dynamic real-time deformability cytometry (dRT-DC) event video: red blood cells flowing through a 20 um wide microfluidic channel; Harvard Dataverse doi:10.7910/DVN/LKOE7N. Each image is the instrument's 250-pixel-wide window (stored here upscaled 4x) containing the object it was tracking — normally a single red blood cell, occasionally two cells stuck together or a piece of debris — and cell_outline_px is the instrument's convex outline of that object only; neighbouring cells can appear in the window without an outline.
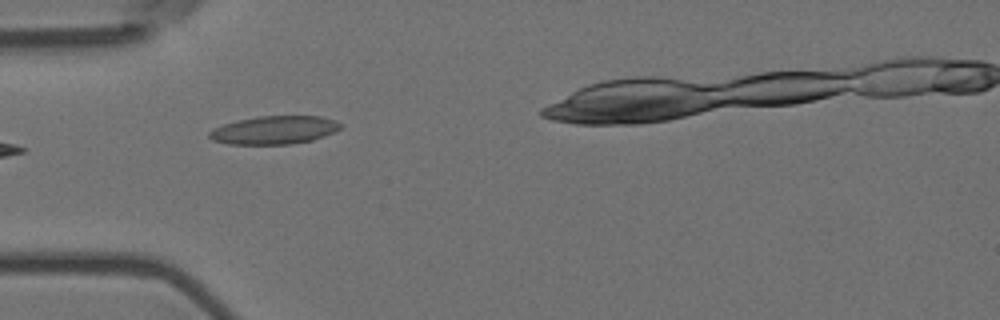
{"species": "Egyptian fruit bat (a non-hibernating species)", "species_latin": "Rousettus aegyptiacus", "temperature_condition": "room temperature", "stored_images_in_passage": 10, "camera_frame_rate_fps": 3000, "um_per_image_px": 0.085, "animal": {"sex": "female"}, "frame": {"image": 1, "passage_image": 6, "time_ms": 1.667, "image_size_px": [1000, 320], "cell_outline_px": [[340, 128], [324, 136], [312, 140], [288, 144], [228, 144], [212, 140], [208, 136], [208, 132], [212, 128], [236, 120], [256, 116], [320, 116], [336, 120], [340, 124]], "centroid_in_image_um": [23.26, 11.05], "position_along_channel_um": 61.7, "area_um2": 21.56}}
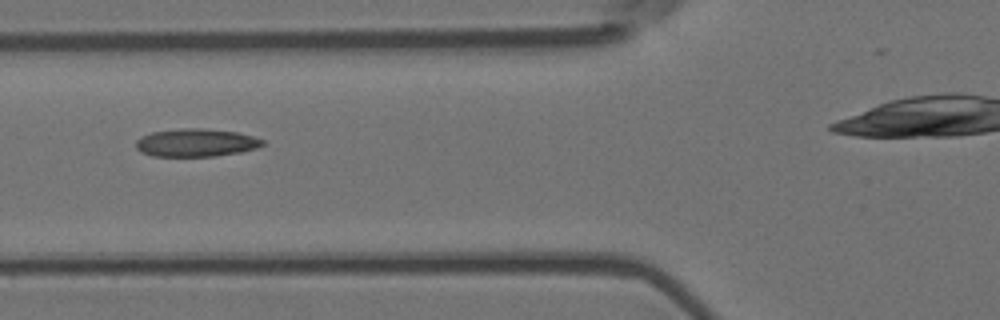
{"frame": {"image": 2, "passage_image": 7, "time_ms": 2.0, "image_size_px": [1000, 320], "cell_outline_px": [[264, 144], [256, 148], [240, 152], [216, 156], [152, 156], [140, 152], [136, 148], [136, 140], [140, 136], [152, 132], [180, 128], [204, 128], [236, 132], [252, 136], [264, 140]], "centroid_in_image_um": [16.63, 12.12], "position_along_channel_um": 109.2, "area_um2": 20.69}}
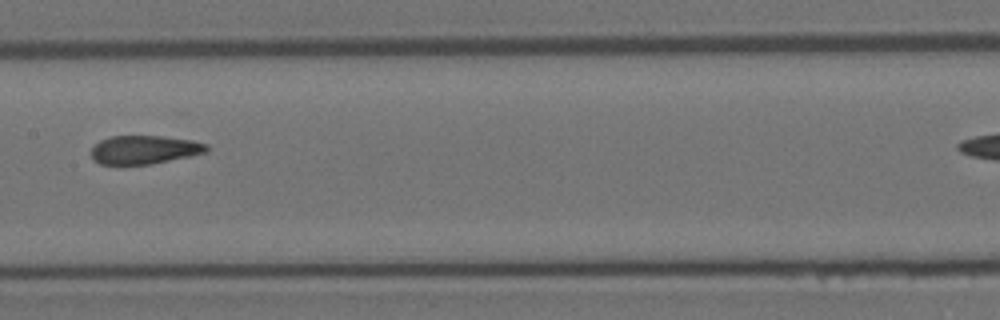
{"frame": {"image": 3, "passage_image": 9, "time_ms": 2.667, "image_size_px": [1000, 320], "cell_outline_px": [[208, 152], [152, 164], [100, 164], [92, 160], [92, 148], [100, 140], [112, 136], [164, 136], [192, 140], [208, 144]], "centroid_in_image_um": [12.29, 12.72], "position_along_channel_um": 195.1, "area_um2": 19.19}}